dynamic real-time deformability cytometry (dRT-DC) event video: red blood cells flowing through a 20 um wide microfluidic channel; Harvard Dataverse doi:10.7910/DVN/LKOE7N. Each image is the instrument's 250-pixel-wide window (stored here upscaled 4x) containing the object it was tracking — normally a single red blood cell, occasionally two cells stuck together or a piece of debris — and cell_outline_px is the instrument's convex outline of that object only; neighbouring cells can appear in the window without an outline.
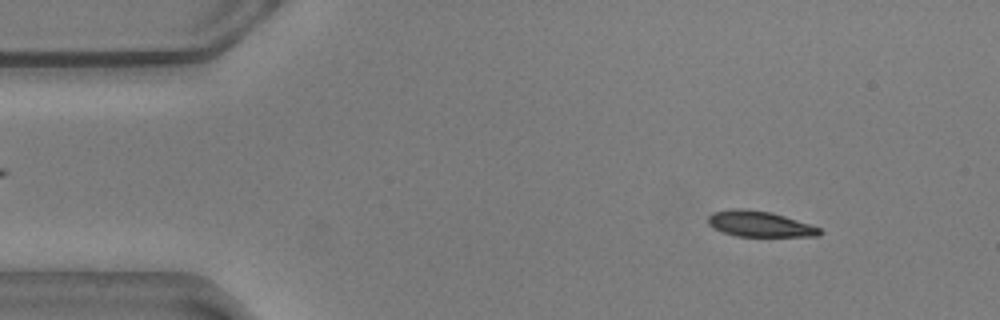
{"species": "common noctule bat (a hibernating species)", "species_latin": "Nyctalus noctula", "temperature_condition": "warm", "stored_images_in_passage": 55, "camera_frame_rate_fps": 3000, "um_per_image_px": 0.085, "animal": {"sex": "male", "body_mass_g": 20.5, "forearm_length_mm": 52.5}, "frame": {"image": 1, "passage_image": 6, "time_ms": 1.667, "image_size_px": [1000, 320], "cell_outline_px": [[824, 232], [820, 236], [736, 236], [712, 228], [708, 224], [708, 216], [712, 212], [736, 208], [740, 208], [772, 212], [820, 228]], "centroid_in_image_um": [64.55, 19.04], "position_along_channel_um": 20.5, "area_um2": 16.65}}
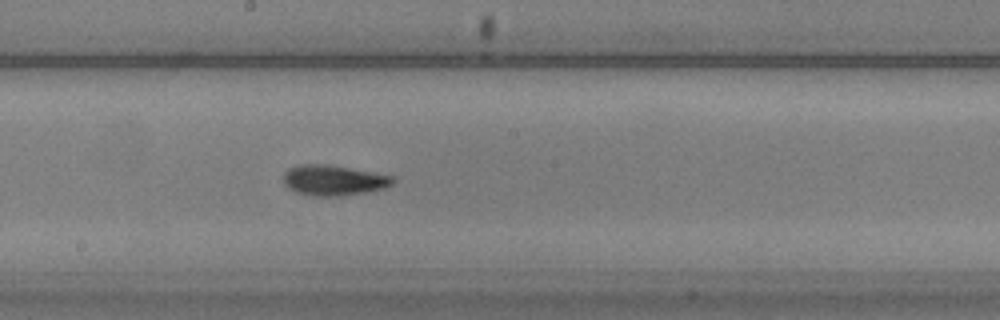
{"frame": {"image": 2, "passage_image": 29, "time_ms": 9.333, "image_size_px": [1000, 320], "cell_outline_px": [[396, 180], [392, 184], [384, 188], [368, 192], [340, 196], [308, 196], [296, 192], [288, 188], [284, 184], [284, 172], [288, 168], [296, 164], [328, 164], [372, 172], [392, 176]], "centroid_in_image_um": [28.32, 15.32], "position_along_channel_um": 219.9, "area_um2": 19.59}}
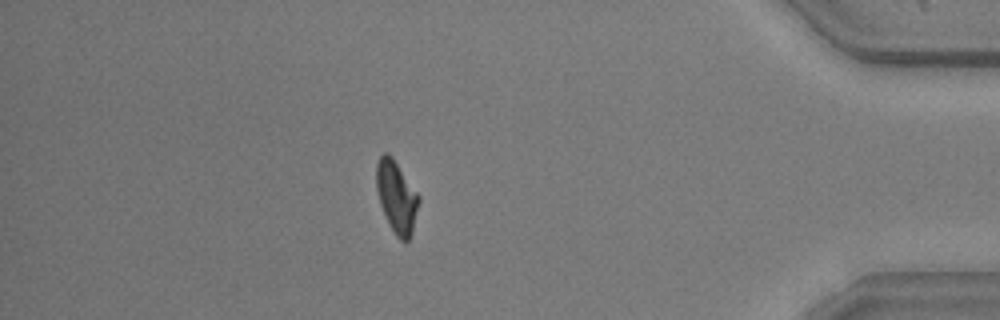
{"frame": {"image": 3, "passage_image": 48, "time_ms": 15.667, "image_size_px": [1000, 320], "cell_outline_px": [[420, 200], [412, 232], [408, 240], [400, 240], [396, 236], [380, 204], [376, 188], [376, 164], [380, 156], [384, 152], [388, 152], [392, 156], [420, 196]], "centroid_in_image_um": [33.71, 16.69], "position_along_channel_um": 401.5, "area_um2": 17.63}, "authors_computed_cell_mechanics": {"area_um2": 18.0336, "velocity_mm_per_s": 3.5839, "shape_relaxation_time_tau1_ms": 4.1943, "shape_relaxation_time_tau2_ms": 4.7822, "deformation_change_tau1": 0.1531, "deformation_change_tau2": 0.0919}}